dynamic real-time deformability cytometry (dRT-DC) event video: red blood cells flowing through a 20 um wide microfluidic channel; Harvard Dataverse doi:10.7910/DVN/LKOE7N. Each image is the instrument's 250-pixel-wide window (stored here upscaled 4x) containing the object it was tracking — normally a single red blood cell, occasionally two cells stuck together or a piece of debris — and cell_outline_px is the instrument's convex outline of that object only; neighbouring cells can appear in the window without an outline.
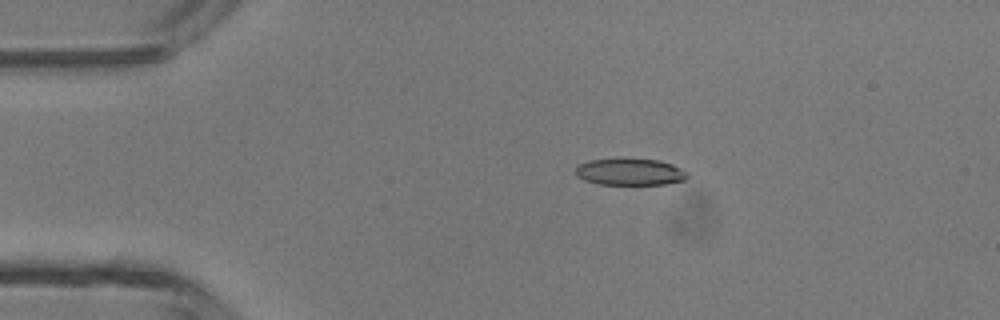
{"species": "common noctule bat (a hibernating species)", "species_latin": "Nyctalus noctula", "temperature_condition": "room temperature", "stored_images_in_passage": 46, "camera_frame_rate_fps": 3000, "um_per_image_px": 0.085, "animal": {"sex": "male", "body_mass_g": 13.3}, "frame": {"image": 1, "passage_image": 8, "time_ms": 2.333, "image_size_px": [1000, 320], "cell_outline_px": [[688, 176], [684, 180], [664, 184], [600, 184], [584, 180], [576, 176], [576, 168], [580, 164], [588, 160], [660, 160], [672, 164], [688, 172]], "centroid_in_image_um": [53.56, 14.63], "position_along_channel_um": 31.4, "area_um2": 16.99}}
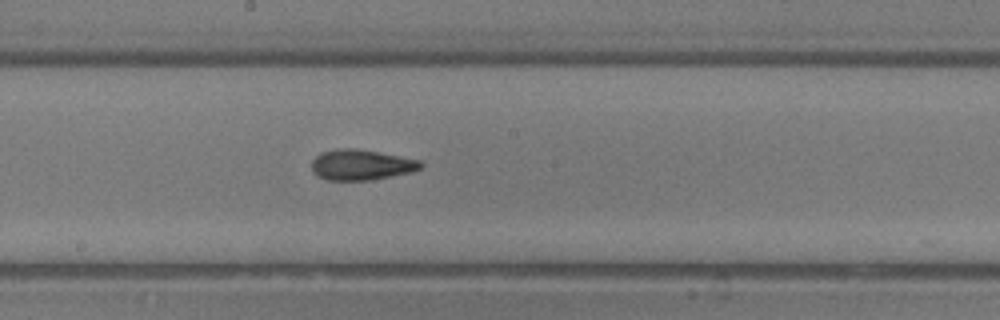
{"frame": {"image": 2, "passage_image": 24, "time_ms": 7.667, "image_size_px": [1000, 320], "cell_outline_px": [[424, 164], [420, 168], [412, 172], [372, 180], [328, 180], [316, 176], [312, 168], [312, 160], [320, 152], [340, 148], [356, 148], [380, 152], [420, 160]], "centroid_in_image_um": [30.7, 14.0], "position_along_channel_um": 217.5, "area_um2": 19.54}}
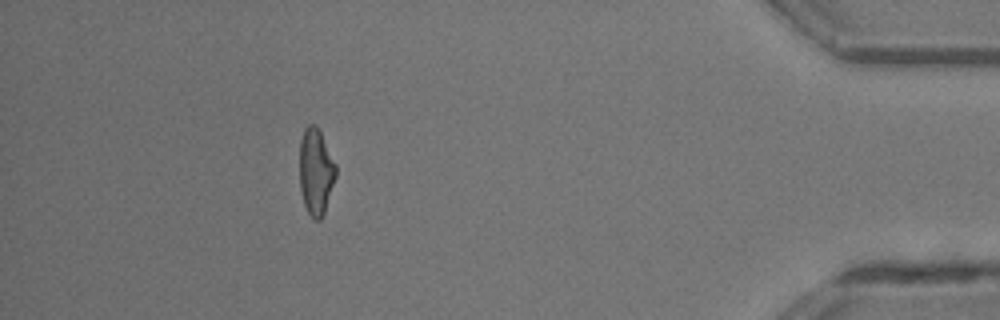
{"frame": {"image": 3, "passage_image": 41, "time_ms": 13.333, "image_size_px": [1000, 320], "cell_outline_px": [[336, 176], [324, 212], [320, 220], [316, 220], [308, 212], [304, 204], [300, 188], [300, 140], [304, 128], [308, 124], [316, 124], [336, 164]], "centroid_in_image_um": [26.84, 14.55], "position_along_channel_um": 408.4, "area_um2": 18.09}, "authors_computed_cell_mechanics": {"area_um2": 18.6116, "velocity_mm_per_s": 4.3888, "shape_relaxation_time_tau1_ms": 6.1216, "shape_relaxation_time_tau2_ms": 1.84, "deformation_change_tau1": 0.207, "deformation_change_tau2": 0.106}}